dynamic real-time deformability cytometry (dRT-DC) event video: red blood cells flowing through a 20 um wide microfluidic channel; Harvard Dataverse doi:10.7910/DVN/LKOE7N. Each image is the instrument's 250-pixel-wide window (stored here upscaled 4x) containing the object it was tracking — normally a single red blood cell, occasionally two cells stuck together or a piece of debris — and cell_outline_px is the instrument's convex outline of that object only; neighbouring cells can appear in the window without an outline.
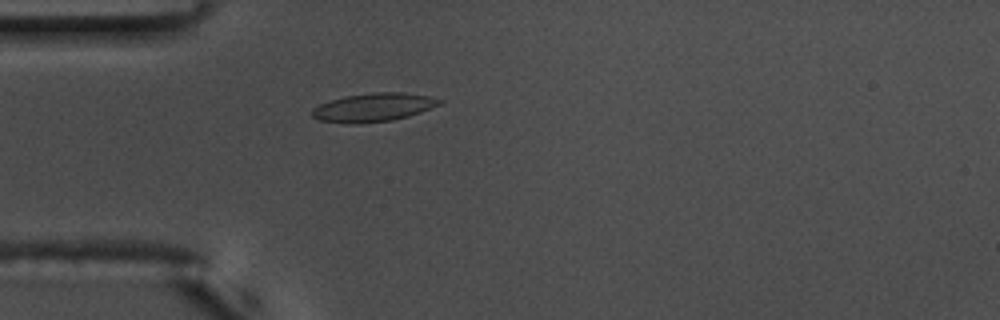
{"species": "common noctule bat (a hibernating species)", "species_latin": "Nyctalus noctula", "temperature_condition": "warm", "stored_images_in_passage": 15, "camera_frame_rate_fps": 3000, "um_per_image_px": 0.085, "animal": {"sex": "male", "body_mass_g": 17.5, "forearm_length_mm": 52.3}, "frame": {"image": 1, "passage_image": 8, "time_ms": 2.333, "image_size_px": [1000, 320], "cell_outline_px": [[444, 100], [440, 104], [420, 112], [408, 116], [392, 120], [360, 124], [352, 124], [320, 120], [312, 116], [312, 108], [320, 104], [344, 96], [376, 92], [404, 92], [428, 96]], "centroid_in_image_um": [31.74, 9.13], "position_along_channel_um": 53.3, "area_um2": 21.04}}